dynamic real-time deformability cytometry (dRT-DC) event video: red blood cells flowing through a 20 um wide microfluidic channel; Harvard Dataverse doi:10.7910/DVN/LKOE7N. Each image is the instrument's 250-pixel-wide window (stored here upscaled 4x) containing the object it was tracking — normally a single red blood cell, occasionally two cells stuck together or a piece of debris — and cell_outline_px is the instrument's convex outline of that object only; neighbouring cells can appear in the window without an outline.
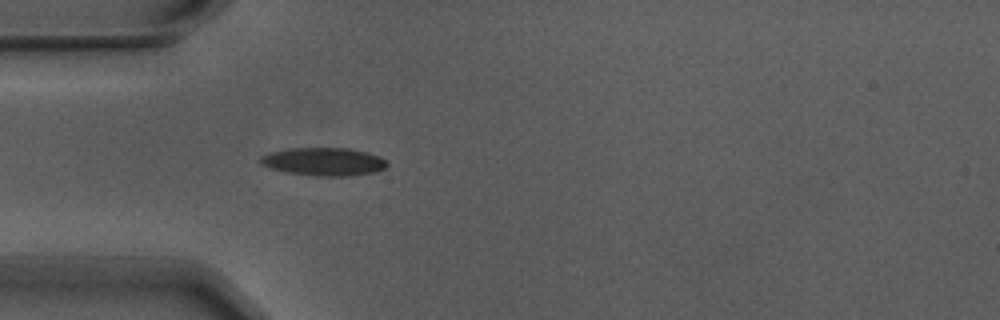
{"species": "Egyptian fruit bat (a non-hibernating species)", "species_latin": "Rousettus aegyptiacus", "temperature_condition": "warm", "stored_images_in_passage": 3, "camera_frame_rate_fps": 3000, "um_per_image_px": 0.085, "animal": {"sex": "male"}, "frame": {"image": 1, "passage_image": 3, "time_ms": 0.667, "image_size_px": [1000, 320], "cell_outline_px": [[388, 164], [384, 168], [376, 172], [352, 176], [312, 176], [284, 172], [260, 164], [260, 156], [268, 152], [288, 148], [352, 148], [368, 152], [380, 156]], "centroid_in_image_um": [27.51, 13.74], "position_along_channel_um": 57.5, "area_um2": 21.04}}